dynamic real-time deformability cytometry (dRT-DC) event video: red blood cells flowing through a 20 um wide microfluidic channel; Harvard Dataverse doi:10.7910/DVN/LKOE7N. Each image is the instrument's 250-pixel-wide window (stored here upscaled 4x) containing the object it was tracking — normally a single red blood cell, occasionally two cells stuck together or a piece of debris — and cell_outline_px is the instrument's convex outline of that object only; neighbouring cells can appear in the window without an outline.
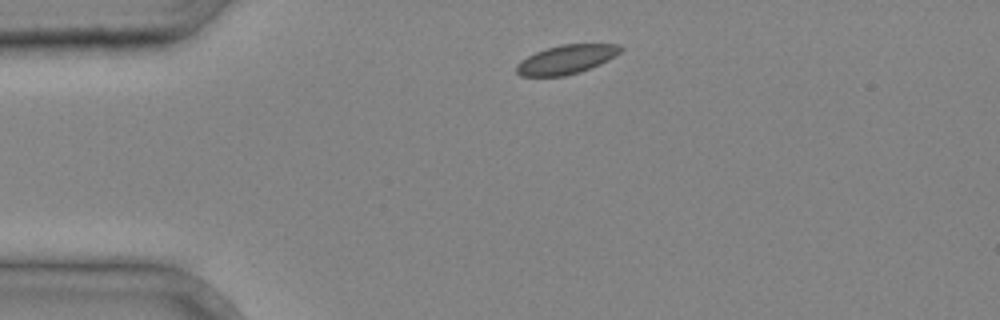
{"species": "common noctule bat (a hibernating species)", "species_latin": "Nyctalus noctula", "temperature_condition": "cold", "stored_images_in_passage": 2, "camera_frame_rate_fps": 3000, "um_per_image_px": 0.085, "animal": {"sex": "male", "body_mass_g": 20.4}, "frame": {"image": 1, "passage_image": 1, "time_ms": 0.0, "image_size_px": [1000, 320], "cell_outline_px": [[624, 48], [616, 56], [600, 64], [580, 72], [564, 76], [520, 76], [516, 72], [516, 64], [520, 60], [536, 52], [560, 44], [620, 44]], "centroid_in_image_um": [48.15, 5.05], "position_along_channel_um": 36.9, "area_um2": 17.63}}